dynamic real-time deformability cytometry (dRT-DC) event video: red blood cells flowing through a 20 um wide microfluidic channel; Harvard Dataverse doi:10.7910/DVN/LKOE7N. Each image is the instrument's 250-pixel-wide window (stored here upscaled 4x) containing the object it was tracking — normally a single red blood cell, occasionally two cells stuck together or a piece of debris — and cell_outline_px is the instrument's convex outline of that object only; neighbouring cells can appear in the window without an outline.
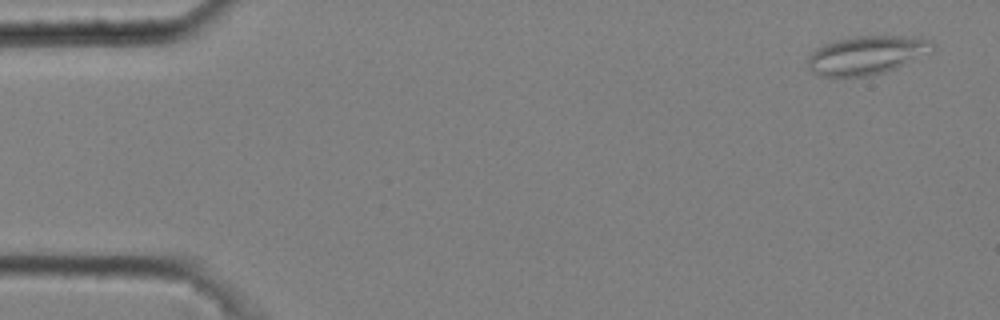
{"species": "common noctule bat (a hibernating species)", "species_latin": "Nyctalus noctula", "temperature_condition": "cold", "stored_images_in_passage": 8, "camera_frame_rate_fps": 3000, "um_per_image_px": 0.085, "animal": {"sex": "male", "body_mass_g": 20.4}, "frame": {"image": 1, "passage_image": 1, "time_ms": 0.0, "image_size_px": [1000, 320], "cell_outline_px": [[936, 48], [932, 52], [896, 68], [884, 72], [868, 76], [816, 76], [808, 68], [808, 56], [816, 48], [824, 44], [836, 40], [856, 36], [920, 36], [932, 40]], "centroid_in_image_um": [73.71, 4.67], "position_along_channel_um": 11.3, "area_um2": 28.38}}
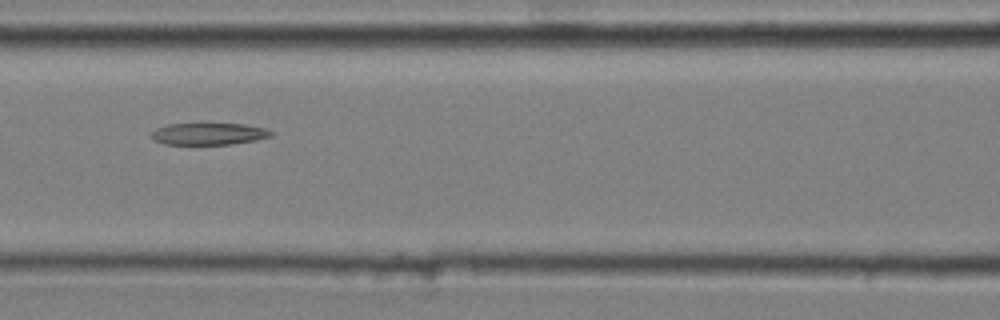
{"frame": {"image": 2, "passage_image": 7, "time_ms": 2.0, "image_size_px": [1000, 320], "cell_outline_px": [[272, 136], [256, 140], [232, 144], [164, 144], [152, 140], [152, 132], [156, 128], [168, 124], [200, 120], [204, 120], [244, 124], [264, 128], [272, 132]], "centroid_in_image_um": [17.7, 11.31], "position_along_channel_um": 148.9, "area_um2": 16.3}}
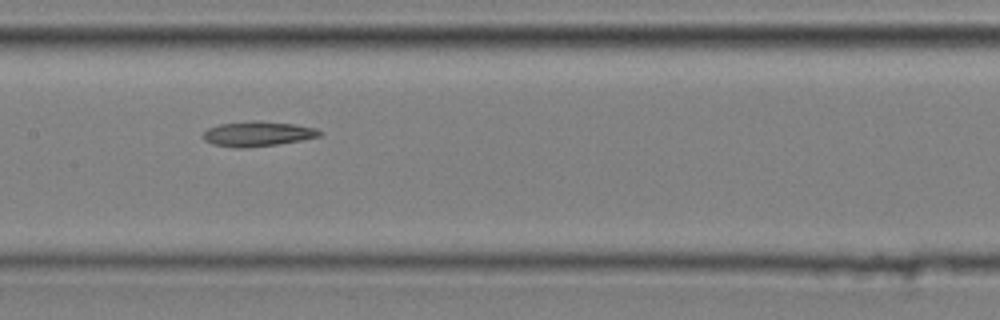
{"frame": {"image": 3, "passage_image": 8, "time_ms": 2.333, "image_size_px": [1000, 320], "cell_outline_px": [[324, 132], [320, 136], [300, 140], [276, 144], [244, 148], [236, 148], [212, 144], [204, 140], [204, 132], [208, 128], [220, 124], [252, 120], [260, 120], [296, 124], [316, 128]], "centroid_in_image_um": [21.92, 11.36], "position_along_channel_um": 185.5, "area_um2": 16.99}}